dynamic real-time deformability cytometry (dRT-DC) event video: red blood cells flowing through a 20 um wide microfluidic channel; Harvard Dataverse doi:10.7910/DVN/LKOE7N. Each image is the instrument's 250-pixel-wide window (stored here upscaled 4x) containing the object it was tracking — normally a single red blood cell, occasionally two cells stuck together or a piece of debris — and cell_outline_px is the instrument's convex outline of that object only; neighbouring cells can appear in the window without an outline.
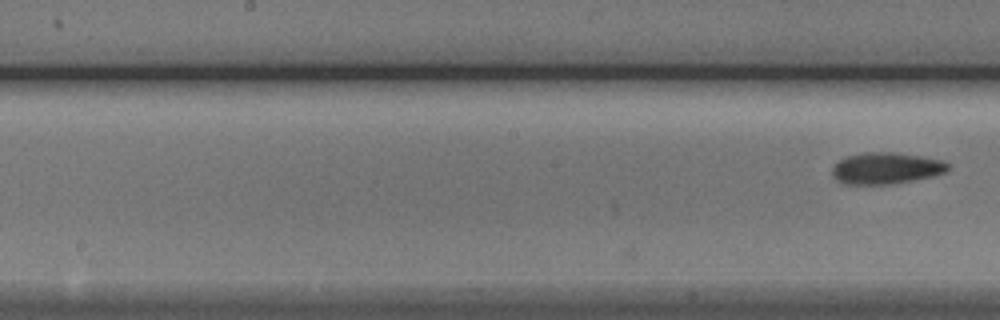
{"species": "Egyptian fruit bat (a non-hibernating species)", "species_latin": "Rousettus aegyptiacus", "temperature_condition": "cold", "stored_images_in_passage": 12, "camera_frame_rate_fps": 3000, "um_per_image_px": 0.085, "animal": {"sex": "male"}, "frame": {"image": 1, "passage_image": 12, "time_ms": 3.667, "image_size_px": [1000, 320], "cell_outline_px": [[948, 168], [944, 172], [932, 176], [892, 184], [844, 184], [836, 180], [832, 176], [832, 168], [844, 156], [868, 152], [892, 152], [920, 156], [944, 160], [948, 164]], "centroid_in_image_um": [75.28, 14.3], "position_along_channel_um": 172.9, "area_um2": 21.15}}